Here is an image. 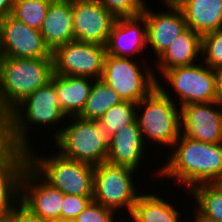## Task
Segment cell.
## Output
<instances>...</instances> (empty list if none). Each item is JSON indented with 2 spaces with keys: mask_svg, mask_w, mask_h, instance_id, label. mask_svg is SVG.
I'll return each instance as SVG.
<instances>
[{
  "mask_svg": "<svg viewBox=\"0 0 222 222\" xmlns=\"http://www.w3.org/2000/svg\"><path fill=\"white\" fill-rule=\"evenodd\" d=\"M48 222H73V221L72 220H67V219H64V218H57V219L48 220Z\"/></svg>",
  "mask_w": 222,
  "mask_h": 222,
  "instance_id": "37",
  "label": "cell"
},
{
  "mask_svg": "<svg viewBox=\"0 0 222 222\" xmlns=\"http://www.w3.org/2000/svg\"><path fill=\"white\" fill-rule=\"evenodd\" d=\"M117 215L113 210L92 200L73 222H122V217L119 220L115 219L114 216Z\"/></svg>",
  "mask_w": 222,
  "mask_h": 222,
  "instance_id": "30",
  "label": "cell"
},
{
  "mask_svg": "<svg viewBox=\"0 0 222 222\" xmlns=\"http://www.w3.org/2000/svg\"><path fill=\"white\" fill-rule=\"evenodd\" d=\"M180 112L181 134L205 143H222V106L219 103H192L180 107Z\"/></svg>",
  "mask_w": 222,
  "mask_h": 222,
  "instance_id": "14",
  "label": "cell"
},
{
  "mask_svg": "<svg viewBox=\"0 0 222 222\" xmlns=\"http://www.w3.org/2000/svg\"><path fill=\"white\" fill-rule=\"evenodd\" d=\"M93 200V196L64 194L61 218L74 220Z\"/></svg>",
  "mask_w": 222,
  "mask_h": 222,
  "instance_id": "31",
  "label": "cell"
},
{
  "mask_svg": "<svg viewBox=\"0 0 222 222\" xmlns=\"http://www.w3.org/2000/svg\"><path fill=\"white\" fill-rule=\"evenodd\" d=\"M147 46L146 19L139 15L116 18L105 47L108 55L134 58L137 54L144 53Z\"/></svg>",
  "mask_w": 222,
  "mask_h": 222,
  "instance_id": "16",
  "label": "cell"
},
{
  "mask_svg": "<svg viewBox=\"0 0 222 222\" xmlns=\"http://www.w3.org/2000/svg\"><path fill=\"white\" fill-rule=\"evenodd\" d=\"M222 188V178L217 182Z\"/></svg>",
  "mask_w": 222,
  "mask_h": 222,
  "instance_id": "40",
  "label": "cell"
},
{
  "mask_svg": "<svg viewBox=\"0 0 222 222\" xmlns=\"http://www.w3.org/2000/svg\"><path fill=\"white\" fill-rule=\"evenodd\" d=\"M201 38L199 33L187 27L157 58L156 72L162 74L165 70L197 63L201 56Z\"/></svg>",
  "mask_w": 222,
  "mask_h": 222,
  "instance_id": "21",
  "label": "cell"
},
{
  "mask_svg": "<svg viewBox=\"0 0 222 222\" xmlns=\"http://www.w3.org/2000/svg\"><path fill=\"white\" fill-rule=\"evenodd\" d=\"M28 159L29 165L63 194L93 196V165L66 158L58 151L51 156H39L33 148L28 151Z\"/></svg>",
  "mask_w": 222,
  "mask_h": 222,
  "instance_id": "6",
  "label": "cell"
},
{
  "mask_svg": "<svg viewBox=\"0 0 222 222\" xmlns=\"http://www.w3.org/2000/svg\"><path fill=\"white\" fill-rule=\"evenodd\" d=\"M157 193L141 192L130 215L131 222H184L182 214L176 209L177 205L161 198Z\"/></svg>",
  "mask_w": 222,
  "mask_h": 222,
  "instance_id": "23",
  "label": "cell"
},
{
  "mask_svg": "<svg viewBox=\"0 0 222 222\" xmlns=\"http://www.w3.org/2000/svg\"><path fill=\"white\" fill-rule=\"evenodd\" d=\"M14 0H0V19L11 15Z\"/></svg>",
  "mask_w": 222,
  "mask_h": 222,
  "instance_id": "34",
  "label": "cell"
},
{
  "mask_svg": "<svg viewBox=\"0 0 222 222\" xmlns=\"http://www.w3.org/2000/svg\"><path fill=\"white\" fill-rule=\"evenodd\" d=\"M74 40L106 46L116 18L97 0H72Z\"/></svg>",
  "mask_w": 222,
  "mask_h": 222,
  "instance_id": "13",
  "label": "cell"
},
{
  "mask_svg": "<svg viewBox=\"0 0 222 222\" xmlns=\"http://www.w3.org/2000/svg\"><path fill=\"white\" fill-rule=\"evenodd\" d=\"M166 154V163L158 166L161 168L156 174L175 179L176 184L188 191L222 178V143H205L181 134Z\"/></svg>",
  "mask_w": 222,
  "mask_h": 222,
  "instance_id": "1",
  "label": "cell"
},
{
  "mask_svg": "<svg viewBox=\"0 0 222 222\" xmlns=\"http://www.w3.org/2000/svg\"><path fill=\"white\" fill-rule=\"evenodd\" d=\"M106 47L73 40L52 52L53 73L101 79Z\"/></svg>",
  "mask_w": 222,
  "mask_h": 222,
  "instance_id": "10",
  "label": "cell"
},
{
  "mask_svg": "<svg viewBox=\"0 0 222 222\" xmlns=\"http://www.w3.org/2000/svg\"><path fill=\"white\" fill-rule=\"evenodd\" d=\"M52 58H13L0 60V120L18 104L51 80Z\"/></svg>",
  "mask_w": 222,
  "mask_h": 222,
  "instance_id": "3",
  "label": "cell"
},
{
  "mask_svg": "<svg viewBox=\"0 0 222 222\" xmlns=\"http://www.w3.org/2000/svg\"><path fill=\"white\" fill-rule=\"evenodd\" d=\"M120 96L102 79L93 80L89 97L78 117L84 120H99L114 105L121 103Z\"/></svg>",
  "mask_w": 222,
  "mask_h": 222,
  "instance_id": "25",
  "label": "cell"
},
{
  "mask_svg": "<svg viewBox=\"0 0 222 222\" xmlns=\"http://www.w3.org/2000/svg\"><path fill=\"white\" fill-rule=\"evenodd\" d=\"M196 208L194 219L222 222V188L218 183H203L189 190Z\"/></svg>",
  "mask_w": 222,
  "mask_h": 222,
  "instance_id": "24",
  "label": "cell"
},
{
  "mask_svg": "<svg viewBox=\"0 0 222 222\" xmlns=\"http://www.w3.org/2000/svg\"><path fill=\"white\" fill-rule=\"evenodd\" d=\"M45 45L53 52L74 40L72 0H52L39 29Z\"/></svg>",
  "mask_w": 222,
  "mask_h": 222,
  "instance_id": "19",
  "label": "cell"
},
{
  "mask_svg": "<svg viewBox=\"0 0 222 222\" xmlns=\"http://www.w3.org/2000/svg\"><path fill=\"white\" fill-rule=\"evenodd\" d=\"M137 119V103L122 101L107 110L99 119L109 134L112 136L125 125L133 123Z\"/></svg>",
  "mask_w": 222,
  "mask_h": 222,
  "instance_id": "27",
  "label": "cell"
},
{
  "mask_svg": "<svg viewBox=\"0 0 222 222\" xmlns=\"http://www.w3.org/2000/svg\"><path fill=\"white\" fill-rule=\"evenodd\" d=\"M125 219L128 220V215H127V218H124V219L122 218V222H126Z\"/></svg>",
  "mask_w": 222,
  "mask_h": 222,
  "instance_id": "41",
  "label": "cell"
},
{
  "mask_svg": "<svg viewBox=\"0 0 222 222\" xmlns=\"http://www.w3.org/2000/svg\"><path fill=\"white\" fill-rule=\"evenodd\" d=\"M115 18L142 15L146 0H97Z\"/></svg>",
  "mask_w": 222,
  "mask_h": 222,
  "instance_id": "29",
  "label": "cell"
},
{
  "mask_svg": "<svg viewBox=\"0 0 222 222\" xmlns=\"http://www.w3.org/2000/svg\"><path fill=\"white\" fill-rule=\"evenodd\" d=\"M52 0H14L11 16L39 30Z\"/></svg>",
  "mask_w": 222,
  "mask_h": 222,
  "instance_id": "26",
  "label": "cell"
},
{
  "mask_svg": "<svg viewBox=\"0 0 222 222\" xmlns=\"http://www.w3.org/2000/svg\"><path fill=\"white\" fill-rule=\"evenodd\" d=\"M65 118L67 119L58 102L55 73H53L49 82L30 94L2 120L6 145L29 151L32 148L29 142L31 140L29 126L46 125L44 128L46 129L47 126L54 127L57 123L60 125Z\"/></svg>",
  "mask_w": 222,
  "mask_h": 222,
  "instance_id": "2",
  "label": "cell"
},
{
  "mask_svg": "<svg viewBox=\"0 0 222 222\" xmlns=\"http://www.w3.org/2000/svg\"><path fill=\"white\" fill-rule=\"evenodd\" d=\"M191 222H220V221H214L211 219H193V217H192Z\"/></svg>",
  "mask_w": 222,
  "mask_h": 222,
  "instance_id": "36",
  "label": "cell"
},
{
  "mask_svg": "<svg viewBox=\"0 0 222 222\" xmlns=\"http://www.w3.org/2000/svg\"><path fill=\"white\" fill-rule=\"evenodd\" d=\"M0 222H7L6 216H0Z\"/></svg>",
  "mask_w": 222,
  "mask_h": 222,
  "instance_id": "39",
  "label": "cell"
},
{
  "mask_svg": "<svg viewBox=\"0 0 222 222\" xmlns=\"http://www.w3.org/2000/svg\"><path fill=\"white\" fill-rule=\"evenodd\" d=\"M3 57L52 58L40 30L31 28L11 15L0 19Z\"/></svg>",
  "mask_w": 222,
  "mask_h": 222,
  "instance_id": "12",
  "label": "cell"
},
{
  "mask_svg": "<svg viewBox=\"0 0 222 222\" xmlns=\"http://www.w3.org/2000/svg\"><path fill=\"white\" fill-rule=\"evenodd\" d=\"M7 147L4 134L2 132V121L0 120V153Z\"/></svg>",
  "mask_w": 222,
  "mask_h": 222,
  "instance_id": "35",
  "label": "cell"
},
{
  "mask_svg": "<svg viewBox=\"0 0 222 222\" xmlns=\"http://www.w3.org/2000/svg\"><path fill=\"white\" fill-rule=\"evenodd\" d=\"M145 144L139 129L137 119L115 132L108 146L107 162L114 165H124L135 170L142 166L145 157Z\"/></svg>",
  "mask_w": 222,
  "mask_h": 222,
  "instance_id": "18",
  "label": "cell"
},
{
  "mask_svg": "<svg viewBox=\"0 0 222 222\" xmlns=\"http://www.w3.org/2000/svg\"><path fill=\"white\" fill-rule=\"evenodd\" d=\"M200 61L216 70L222 68V30L211 31L202 35Z\"/></svg>",
  "mask_w": 222,
  "mask_h": 222,
  "instance_id": "28",
  "label": "cell"
},
{
  "mask_svg": "<svg viewBox=\"0 0 222 222\" xmlns=\"http://www.w3.org/2000/svg\"><path fill=\"white\" fill-rule=\"evenodd\" d=\"M28 164V151L6 147L0 153V216L20 202L21 177Z\"/></svg>",
  "mask_w": 222,
  "mask_h": 222,
  "instance_id": "17",
  "label": "cell"
},
{
  "mask_svg": "<svg viewBox=\"0 0 222 222\" xmlns=\"http://www.w3.org/2000/svg\"><path fill=\"white\" fill-rule=\"evenodd\" d=\"M92 80L89 77L55 74L58 102L67 119L82 112L93 85Z\"/></svg>",
  "mask_w": 222,
  "mask_h": 222,
  "instance_id": "22",
  "label": "cell"
},
{
  "mask_svg": "<svg viewBox=\"0 0 222 222\" xmlns=\"http://www.w3.org/2000/svg\"><path fill=\"white\" fill-rule=\"evenodd\" d=\"M162 3L168 8V12H156L146 5L142 13L146 19L147 45L156 53L155 59L187 28L183 12L174 1L162 0Z\"/></svg>",
  "mask_w": 222,
  "mask_h": 222,
  "instance_id": "15",
  "label": "cell"
},
{
  "mask_svg": "<svg viewBox=\"0 0 222 222\" xmlns=\"http://www.w3.org/2000/svg\"><path fill=\"white\" fill-rule=\"evenodd\" d=\"M164 87L157 79V87L137 103V121L144 144L152 140L170 151L181 135V112Z\"/></svg>",
  "mask_w": 222,
  "mask_h": 222,
  "instance_id": "4",
  "label": "cell"
},
{
  "mask_svg": "<svg viewBox=\"0 0 222 222\" xmlns=\"http://www.w3.org/2000/svg\"><path fill=\"white\" fill-rule=\"evenodd\" d=\"M133 59L106 54L101 79L115 90L122 101L138 103L157 87L159 76H155L156 72L150 65L143 62L141 66Z\"/></svg>",
  "mask_w": 222,
  "mask_h": 222,
  "instance_id": "8",
  "label": "cell"
},
{
  "mask_svg": "<svg viewBox=\"0 0 222 222\" xmlns=\"http://www.w3.org/2000/svg\"><path fill=\"white\" fill-rule=\"evenodd\" d=\"M134 173L137 171L131 167L107 161L94 166L93 200L115 213L128 210L126 213L130 216L141 194L134 182Z\"/></svg>",
  "mask_w": 222,
  "mask_h": 222,
  "instance_id": "7",
  "label": "cell"
},
{
  "mask_svg": "<svg viewBox=\"0 0 222 222\" xmlns=\"http://www.w3.org/2000/svg\"><path fill=\"white\" fill-rule=\"evenodd\" d=\"M69 120V125H62L59 130L58 126L55 127L52 135L58 152L66 158L93 166L106 162L112 136L105 125L99 120H84L78 116Z\"/></svg>",
  "mask_w": 222,
  "mask_h": 222,
  "instance_id": "5",
  "label": "cell"
},
{
  "mask_svg": "<svg viewBox=\"0 0 222 222\" xmlns=\"http://www.w3.org/2000/svg\"><path fill=\"white\" fill-rule=\"evenodd\" d=\"M216 102L222 106V68L216 69Z\"/></svg>",
  "mask_w": 222,
  "mask_h": 222,
  "instance_id": "33",
  "label": "cell"
},
{
  "mask_svg": "<svg viewBox=\"0 0 222 222\" xmlns=\"http://www.w3.org/2000/svg\"><path fill=\"white\" fill-rule=\"evenodd\" d=\"M181 9L187 27L199 33L222 30V0H173Z\"/></svg>",
  "mask_w": 222,
  "mask_h": 222,
  "instance_id": "20",
  "label": "cell"
},
{
  "mask_svg": "<svg viewBox=\"0 0 222 222\" xmlns=\"http://www.w3.org/2000/svg\"><path fill=\"white\" fill-rule=\"evenodd\" d=\"M7 222H48L41 217L34 215L20 202L6 216Z\"/></svg>",
  "mask_w": 222,
  "mask_h": 222,
  "instance_id": "32",
  "label": "cell"
},
{
  "mask_svg": "<svg viewBox=\"0 0 222 222\" xmlns=\"http://www.w3.org/2000/svg\"><path fill=\"white\" fill-rule=\"evenodd\" d=\"M198 63L165 70L161 75L169 90L176 93L172 99L179 98V107L192 103L216 101V73L206 64ZM200 63V64H199ZM205 65V66H204Z\"/></svg>",
  "mask_w": 222,
  "mask_h": 222,
  "instance_id": "9",
  "label": "cell"
},
{
  "mask_svg": "<svg viewBox=\"0 0 222 222\" xmlns=\"http://www.w3.org/2000/svg\"><path fill=\"white\" fill-rule=\"evenodd\" d=\"M64 194L47 183L29 164L20 182V203L45 220L61 218Z\"/></svg>",
  "mask_w": 222,
  "mask_h": 222,
  "instance_id": "11",
  "label": "cell"
},
{
  "mask_svg": "<svg viewBox=\"0 0 222 222\" xmlns=\"http://www.w3.org/2000/svg\"><path fill=\"white\" fill-rule=\"evenodd\" d=\"M2 49H1V29H0V60L2 59Z\"/></svg>",
  "mask_w": 222,
  "mask_h": 222,
  "instance_id": "38",
  "label": "cell"
}]
</instances>
